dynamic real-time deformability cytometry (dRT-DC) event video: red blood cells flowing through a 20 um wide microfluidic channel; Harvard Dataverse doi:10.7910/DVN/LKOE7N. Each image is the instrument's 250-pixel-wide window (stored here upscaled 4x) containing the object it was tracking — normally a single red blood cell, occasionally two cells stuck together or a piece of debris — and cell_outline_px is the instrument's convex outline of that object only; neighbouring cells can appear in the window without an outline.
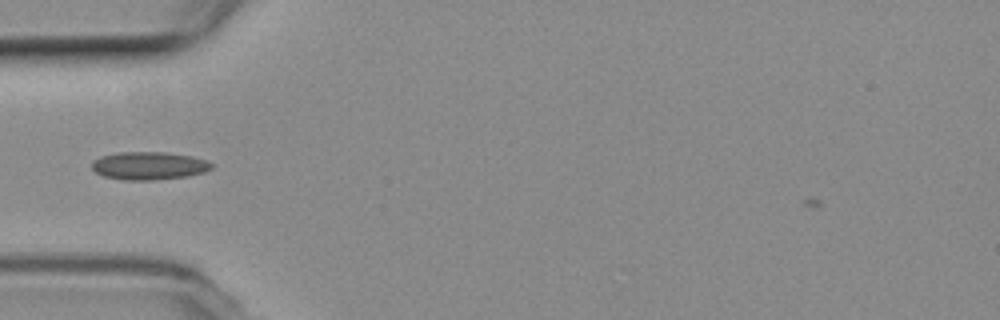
{"species": "common noctule bat (a hibernating species)", "species_latin": "Nyctalus noctula", "temperature_condition": "room temperature", "stored_images_in_passage": 44, "camera_frame_rate_fps": 3000, "um_per_image_px": 0.085, "animal": {"sex": "female", "body_mass_g": 19.3, "forearm_length_mm": 54.1}, "frame": {"image": 1, "passage_image": 6, "time_ms": 1.667, "image_size_px": [1000, 320], "cell_outline_px": [[212, 168], [204, 172], [188, 176], [152, 180], [124, 180], [104, 176], [96, 172], [92, 168], [92, 160], [100, 156], [116, 152], [164, 152], [192, 156], [204, 160], [212, 164]], "centroid_in_image_um": [12.62, 14.08], "position_along_channel_um": 72.4, "area_um2": 19.48}}
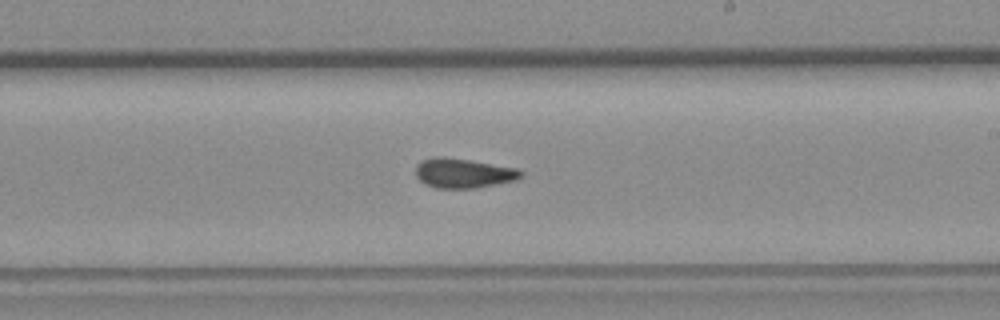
{"frame": {"image": 2, "passage_image": 20, "time_ms": 6.333, "image_size_px": [1000, 320], "cell_outline_px": [[524, 176], [516, 180], [476, 188], [436, 188], [424, 184], [416, 176], [416, 164], [420, 160], [436, 156], [444, 156], [516, 168], [524, 172]], "centroid_in_image_um": [39.36, 14.72], "position_along_channel_um": 249.6, "area_um2": 18.26}}
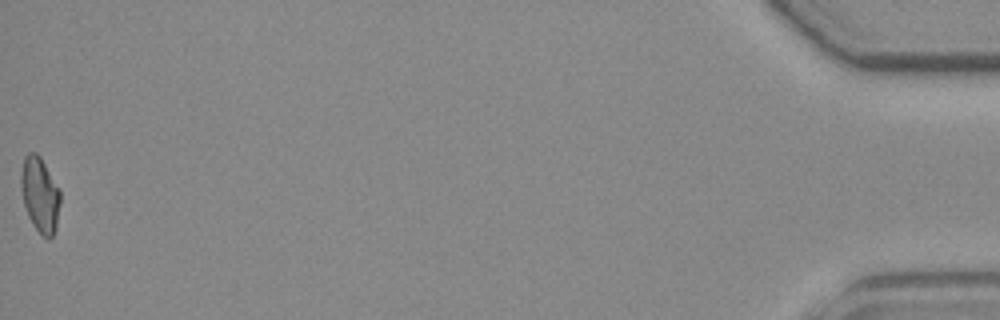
{"frame": {"image": 3, "passage_image": 43, "time_ms": 14.0, "image_size_px": [1000, 320], "cell_outline_px": [[60, 204], [56, 228], [52, 236], [48, 240], [32, 224], [28, 216], [24, 204], [20, 184], [20, 176], [24, 156], [28, 152], [36, 152], [40, 156], [60, 188]], "centroid_in_image_um": [3.4, 16.52], "position_along_channel_um": 431.8, "area_um2": 17.34}}